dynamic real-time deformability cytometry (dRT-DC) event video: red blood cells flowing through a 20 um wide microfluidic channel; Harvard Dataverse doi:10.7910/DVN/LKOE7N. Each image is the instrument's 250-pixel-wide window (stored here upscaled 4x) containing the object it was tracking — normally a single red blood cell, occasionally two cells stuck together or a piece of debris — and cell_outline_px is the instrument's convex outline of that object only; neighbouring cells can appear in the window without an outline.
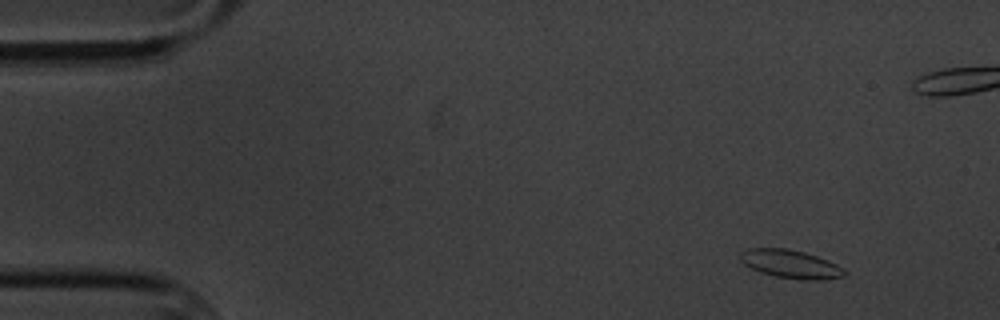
{"species": "common noctule bat (a hibernating species)", "species_latin": "Nyctalus noctula", "temperature_condition": "cold", "stored_images_in_passage": 6, "camera_frame_rate_fps": 3000, "um_per_image_px": 0.085, "animal": {"sex": "male", "body_mass_g": 20.1, "forearm_length_mm": 53.5}, "frame": {"image": 1, "passage_image": 2, "time_ms": 1.333, "image_size_px": [1000, 320], "cell_outline_px": [[844, 276], [828, 280], [804, 280], [776, 276], [760, 272], [744, 264], [740, 260], [740, 252], [748, 248], [788, 248], [804, 252], [828, 260], [836, 264], [844, 272]], "centroid_in_image_um": [67.18, 22.44], "position_along_channel_um": 17.8, "area_um2": 17.11}}